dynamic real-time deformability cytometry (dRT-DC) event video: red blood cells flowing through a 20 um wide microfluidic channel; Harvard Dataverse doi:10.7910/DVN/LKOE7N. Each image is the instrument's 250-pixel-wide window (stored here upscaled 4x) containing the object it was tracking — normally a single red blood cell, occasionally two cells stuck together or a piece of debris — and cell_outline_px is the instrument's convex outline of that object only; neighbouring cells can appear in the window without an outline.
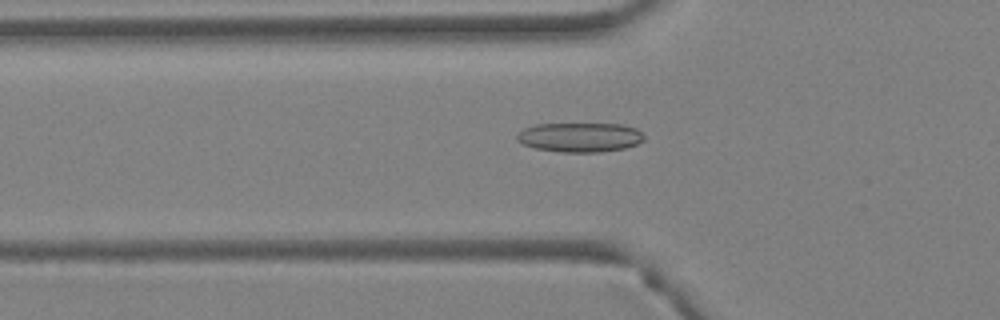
{"species": "Egyptian fruit bat (a non-hibernating species)", "species_latin": "Rousettus aegyptiacus", "temperature_condition": "warm", "stored_images_in_passage": 34, "camera_frame_rate_fps": 3000, "um_per_image_px": 0.085, "animal": {"sex": "female"}, "frame": {"image": 1, "passage_image": 8, "time_ms": 2.333, "image_size_px": [1000, 320], "cell_outline_px": [[644, 140], [636, 144], [624, 148], [600, 152], [560, 152], [536, 148], [524, 144], [516, 140], [516, 136], [524, 128], [536, 124], [624, 124], [636, 128], [644, 136]], "centroid_in_image_um": [49.3, 11.66], "position_along_channel_um": 76.5, "area_um2": 21.73}}
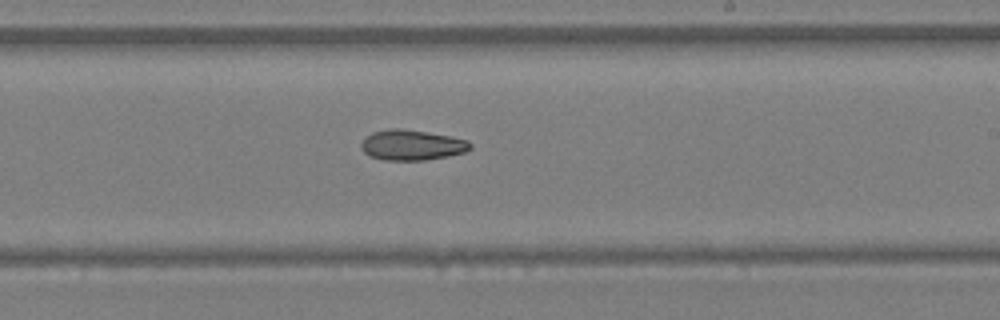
{"frame": {"image": 2, "passage_image": 19, "time_ms": 6.0, "image_size_px": [1000, 320], "cell_outline_px": [[472, 148], [464, 152], [448, 156], [424, 160], [384, 160], [368, 156], [360, 148], [360, 144], [372, 132], [388, 128], [404, 128], [452, 136], [468, 140], [472, 144]], "centroid_in_image_um": [35.01, 12.32], "position_along_channel_um": 254.0, "area_um2": 19.54}}
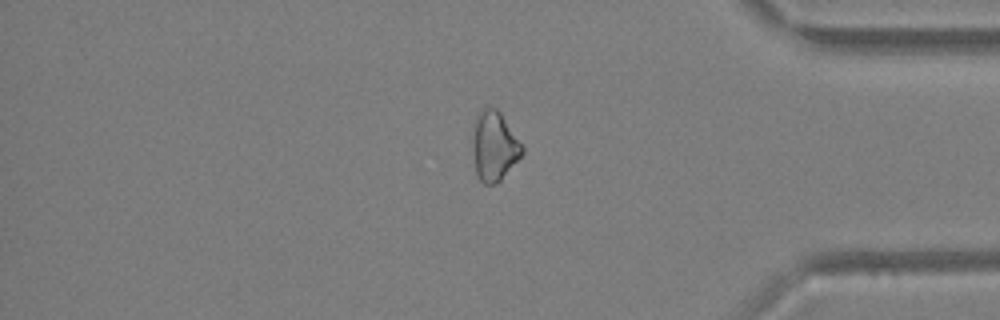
{"frame": {"image": 3, "passage_image": 29, "time_ms": 9.333, "image_size_px": [1000, 320], "cell_outline_px": [[524, 152], [500, 180], [496, 184], [484, 184], [476, 176], [472, 148], [472, 124], [476, 116], [484, 108], [496, 108], [500, 112], [524, 148]], "centroid_in_image_um": [41.96, 12.43], "position_along_channel_um": 393.2, "area_um2": 20.06}}